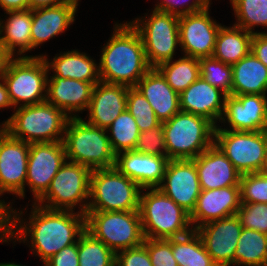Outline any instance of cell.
Returning <instances> with one entry per match:
<instances>
[{
	"mask_svg": "<svg viewBox=\"0 0 267 266\" xmlns=\"http://www.w3.org/2000/svg\"><path fill=\"white\" fill-rule=\"evenodd\" d=\"M1 8L7 11L27 10L29 9L28 0H0Z\"/></svg>",
	"mask_w": 267,
	"mask_h": 266,
	"instance_id": "681fc988",
	"label": "cell"
},
{
	"mask_svg": "<svg viewBox=\"0 0 267 266\" xmlns=\"http://www.w3.org/2000/svg\"><path fill=\"white\" fill-rule=\"evenodd\" d=\"M220 27L221 24L211 19L209 6L202 11L179 16V46L184 55L212 57Z\"/></svg>",
	"mask_w": 267,
	"mask_h": 266,
	"instance_id": "9a60e30c",
	"label": "cell"
},
{
	"mask_svg": "<svg viewBox=\"0 0 267 266\" xmlns=\"http://www.w3.org/2000/svg\"><path fill=\"white\" fill-rule=\"evenodd\" d=\"M135 87L150 103L160 122L170 120L180 111L179 94L157 68H151Z\"/></svg>",
	"mask_w": 267,
	"mask_h": 266,
	"instance_id": "d4e9b609",
	"label": "cell"
},
{
	"mask_svg": "<svg viewBox=\"0 0 267 266\" xmlns=\"http://www.w3.org/2000/svg\"><path fill=\"white\" fill-rule=\"evenodd\" d=\"M240 194L243 203H267V177L261 172L241 175Z\"/></svg>",
	"mask_w": 267,
	"mask_h": 266,
	"instance_id": "f35d334b",
	"label": "cell"
},
{
	"mask_svg": "<svg viewBox=\"0 0 267 266\" xmlns=\"http://www.w3.org/2000/svg\"><path fill=\"white\" fill-rule=\"evenodd\" d=\"M236 216L243 228L267 234V203H240Z\"/></svg>",
	"mask_w": 267,
	"mask_h": 266,
	"instance_id": "ab89813d",
	"label": "cell"
},
{
	"mask_svg": "<svg viewBox=\"0 0 267 266\" xmlns=\"http://www.w3.org/2000/svg\"><path fill=\"white\" fill-rule=\"evenodd\" d=\"M234 265L267 266V234L243 228L235 250Z\"/></svg>",
	"mask_w": 267,
	"mask_h": 266,
	"instance_id": "4dcf8cb0",
	"label": "cell"
},
{
	"mask_svg": "<svg viewBox=\"0 0 267 266\" xmlns=\"http://www.w3.org/2000/svg\"><path fill=\"white\" fill-rule=\"evenodd\" d=\"M49 69L43 56L12 57L2 76L14 106L40 104L46 101ZM45 92V93H44ZM44 93V94H43Z\"/></svg>",
	"mask_w": 267,
	"mask_h": 266,
	"instance_id": "ba28073f",
	"label": "cell"
},
{
	"mask_svg": "<svg viewBox=\"0 0 267 266\" xmlns=\"http://www.w3.org/2000/svg\"><path fill=\"white\" fill-rule=\"evenodd\" d=\"M44 266H79L78 241L62 248L47 260Z\"/></svg>",
	"mask_w": 267,
	"mask_h": 266,
	"instance_id": "f6af8a7d",
	"label": "cell"
},
{
	"mask_svg": "<svg viewBox=\"0 0 267 266\" xmlns=\"http://www.w3.org/2000/svg\"><path fill=\"white\" fill-rule=\"evenodd\" d=\"M200 76L212 86L220 89L227 96L231 95L232 66L214 57L199 58Z\"/></svg>",
	"mask_w": 267,
	"mask_h": 266,
	"instance_id": "8d00e7d4",
	"label": "cell"
},
{
	"mask_svg": "<svg viewBox=\"0 0 267 266\" xmlns=\"http://www.w3.org/2000/svg\"><path fill=\"white\" fill-rule=\"evenodd\" d=\"M11 208L10 204L7 205L5 201L2 202L0 200V241L2 242H8L13 239L14 209L12 210Z\"/></svg>",
	"mask_w": 267,
	"mask_h": 266,
	"instance_id": "bcb514c9",
	"label": "cell"
},
{
	"mask_svg": "<svg viewBox=\"0 0 267 266\" xmlns=\"http://www.w3.org/2000/svg\"><path fill=\"white\" fill-rule=\"evenodd\" d=\"M0 266H23V265L15 264V263H0Z\"/></svg>",
	"mask_w": 267,
	"mask_h": 266,
	"instance_id": "db71d44e",
	"label": "cell"
},
{
	"mask_svg": "<svg viewBox=\"0 0 267 266\" xmlns=\"http://www.w3.org/2000/svg\"><path fill=\"white\" fill-rule=\"evenodd\" d=\"M267 93V67L250 51L232 65L231 95Z\"/></svg>",
	"mask_w": 267,
	"mask_h": 266,
	"instance_id": "83f0119b",
	"label": "cell"
},
{
	"mask_svg": "<svg viewBox=\"0 0 267 266\" xmlns=\"http://www.w3.org/2000/svg\"><path fill=\"white\" fill-rule=\"evenodd\" d=\"M93 87L90 82L50 77L47 78L46 102L59 108L70 118L73 117L71 113L88 108Z\"/></svg>",
	"mask_w": 267,
	"mask_h": 266,
	"instance_id": "cb8c5ba5",
	"label": "cell"
},
{
	"mask_svg": "<svg viewBox=\"0 0 267 266\" xmlns=\"http://www.w3.org/2000/svg\"><path fill=\"white\" fill-rule=\"evenodd\" d=\"M243 227L234 215L206 223L194 229L217 266L234 265L237 242Z\"/></svg>",
	"mask_w": 267,
	"mask_h": 266,
	"instance_id": "e0dca14e",
	"label": "cell"
},
{
	"mask_svg": "<svg viewBox=\"0 0 267 266\" xmlns=\"http://www.w3.org/2000/svg\"><path fill=\"white\" fill-rule=\"evenodd\" d=\"M79 0H28L29 9L34 10L44 7H54L66 3H78Z\"/></svg>",
	"mask_w": 267,
	"mask_h": 266,
	"instance_id": "c3c4849f",
	"label": "cell"
},
{
	"mask_svg": "<svg viewBox=\"0 0 267 266\" xmlns=\"http://www.w3.org/2000/svg\"><path fill=\"white\" fill-rule=\"evenodd\" d=\"M171 246L178 266H217L195 230L185 236L171 238Z\"/></svg>",
	"mask_w": 267,
	"mask_h": 266,
	"instance_id": "1f68e13d",
	"label": "cell"
},
{
	"mask_svg": "<svg viewBox=\"0 0 267 266\" xmlns=\"http://www.w3.org/2000/svg\"><path fill=\"white\" fill-rule=\"evenodd\" d=\"M78 3L32 10L31 50L63 33L75 20Z\"/></svg>",
	"mask_w": 267,
	"mask_h": 266,
	"instance_id": "484cf974",
	"label": "cell"
},
{
	"mask_svg": "<svg viewBox=\"0 0 267 266\" xmlns=\"http://www.w3.org/2000/svg\"><path fill=\"white\" fill-rule=\"evenodd\" d=\"M42 56L48 69H53L55 73L50 77L75 79L90 82L93 85L101 81L98 64L87 54L80 53L78 50L61 53L55 56L52 62H49L45 55Z\"/></svg>",
	"mask_w": 267,
	"mask_h": 266,
	"instance_id": "4316f807",
	"label": "cell"
},
{
	"mask_svg": "<svg viewBox=\"0 0 267 266\" xmlns=\"http://www.w3.org/2000/svg\"><path fill=\"white\" fill-rule=\"evenodd\" d=\"M143 245L147 248L152 266H178L172 252L171 239H147Z\"/></svg>",
	"mask_w": 267,
	"mask_h": 266,
	"instance_id": "b9f144b4",
	"label": "cell"
},
{
	"mask_svg": "<svg viewBox=\"0 0 267 266\" xmlns=\"http://www.w3.org/2000/svg\"><path fill=\"white\" fill-rule=\"evenodd\" d=\"M182 1V3H180ZM161 0L154 10L169 13L173 15L182 16L190 13H195L204 10L206 7L210 6V0H193L191 4L186 3V0ZM184 4L187 6L184 7ZM184 7V9L182 8Z\"/></svg>",
	"mask_w": 267,
	"mask_h": 266,
	"instance_id": "7bdbcfd3",
	"label": "cell"
},
{
	"mask_svg": "<svg viewBox=\"0 0 267 266\" xmlns=\"http://www.w3.org/2000/svg\"><path fill=\"white\" fill-rule=\"evenodd\" d=\"M32 206L28 224L21 221L18 212L14 211L13 239L21 242L23 238L25 243L29 234L33 254L37 253L43 263L62 248L77 243L80 235L86 230V215L82 213L51 210L35 202Z\"/></svg>",
	"mask_w": 267,
	"mask_h": 266,
	"instance_id": "6da1fadb",
	"label": "cell"
},
{
	"mask_svg": "<svg viewBox=\"0 0 267 266\" xmlns=\"http://www.w3.org/2000/svg\"><path fill=\"white\" fill-rule=\"evenodd\" d=\"M167 156L124 151L116 155L115 167L142 189L158 188L164 178Z\"/></svg>",
	"mask_w": 267,
	"mask_h": 266,
	"instance_id": "ffe728a7",
	"label": "cell"
},
{
	"mask_svg": "<svg viewBox=\"0 0 267 266\" xmlns=\"http://www.w3.org/2000/svg\"><path fill=\"white\" fill-rule=\"evenodd\" d=\"M86 230L114 253L144 241L139 211H87Z\"/></svg>",
	"mask_w": 267,
	"mask_h": 266,
	"instance_id": "9c48e42d",
	"label": "cell"
},
{
	"mask_svg": "<svg viewBox=\"0 0 267 266\" xmlns=\"http://www.w3.org/2000/svg\"><path fill=\"white\" fill-rule=\"evenodd\" d=\"M158 188L191 214L202 191L195 162L192 159L168 160Z\"/></svg>",
	"mask_w": 267,
	"mask_h": 266,
	"instance_id": "2e32d148",
	"label": "cell"
},
{
	"mask_svg": "<svg viewBox=\"0 0 267 266\" xmlns=\"http://www.w3.org/2000/svg\"><path fill=\"white\" fill-rule=\"evenodd\" d=\"M240 186L202 190L197 198L195 209L190 214L193 229L211 221L234 216L240 207Z\"/></svg>",
	"mask_w": 267,
	"mask_h": 266,
	"instance_id": "d6986e66",
	"label": "cell"
},
{
	"mask_svg": "<svg viewBox=\"0 0 267 266\" xmlns=\"http://www.w3.org/2000/svg\"><path fill=\"white\" fill-rule=\"evenodd\" d=\"M192 160L202 190L240 186L241 174L215 144Z\"/></svg>",
	"mask_w": 267,
	"mask_h": 266,
	"instance_id": "7402d4cb",
	"label": "cell"
},
{
	"mask_svg": "<svg viewBox=\"0 0 267 266\" xmlns=\"http://www.w3.org/2000/svg\"><path fill=\"white\" fill-rule=\"evenodd\" d=\"M214 144L241 175L260 172L267 149V130L235 131L217 125Z\"/></svg>",
	"mask_w": 267,
	"mask_h": 266,
	"instance_id": "7c38bea8",
	"label": "cell"
},
{
	"mask_svg": "<svg viewBox=\"0 0 267 266\" xmlns=\"http://www.w3.org/2000/svg\"><path fill=\"white\" fill-rule=\"evenodd\" d=\"M128 86L99 81L94 85L89 111L88 123L100 128H107L124 111L127 110Z\"/></svg>",
	"mask_w": 267,
	"mask_h": 266,
	"instance_id": "44dd1931",
	"label": "cell"
},
{
	"mask_svg": "<svg viewBox=\"0 0 267 266\" xmlns=\"http://www.w3.org/2000/svg\"><path fill=\"white\" fill-rule=\"evenodd\" d=\"M135 151L142 154L167 156L163 122L152 129L140 132Z\"/></svg>",
	"mask_w": 267,
	"mask_h": 266,
	"instance_id": "60d3db41",
	"label": "cell"
},
{
	"mask_svg": "<svg viewBox=\"0 0 267 266\" xmlns=\"http://www.w3.org/2000/svg\"><path fill=\"white\" fill-rule=\"evenodd\" d=\"M226 96L200 76L179 94L180 111L205 117L217 126L216 121L220 122L224 114Z\"/></svg>",
	"mask_w": 267,
	"mask_h": 266,
	"instance_id": "603a6c76",
	"label": "cell"
},
{
	"mask_svg": "<svg viewBox=\"0 0 267 266\" xmlns=\"http://www.w3.org/2000/svg\"><path fill=\"white\" fill-rule=\"evenodd\" d=\"M260 172L263 173L267 177V149H266V154L264 158V163H263V166Z\"/></svg>",
	"mask_w": 267,
	"mask_h": 266,
	"instance_id": "f5cc1de1",
	"label": "cell"
},
{
	"mask_svg": "<svg viewBox=\"0 0 267 266\" xmlns=\"http://www.w3.org/2000/svg\"><path fill=\"white\" fill-rule=\"evenodd\" d=\"M215 125L207 118L179 111L163 122L169 160L194 159L214 144Z\"/></svg>",
	"mask_w": 267,
	"mask_h": 266,
	"instance_id": "8992f818",
	"label": "cell"
},
{
	"mask_svg": "<svg viewBox=\"0 0 267 266\" xmlns=\"http://www.w3.org/2000/svg\"><path fill=\"white\" fill-rule=\"evenodd\" d=\"M68 119L62 110L45 101L16 108L3 123V129L13 138L29 144L62 142Z\"/></svg>",
	"mask_w": 267,
	"mask_h": 266,
	"instance_id": "277c9868",
	"label": "cell"
},
{
	"mask_svg": "<svg viewBox=\"0 0 267 266\" xmlns=\"http://www.w3.org/2000/svg\"><path fill=\"white\" fill-rule=\"evenodd\" d=\"M139 213L144 238L171 239L185 236L191 228L190 214L159 188L140 194Z\"/></svg>",
	"mask_w": 267,
	"mask_h": 266,
	"instance_id": "5b68a950",
	"label": "cell"
},
{
	"mask_svg": "<svg viewBox=\"0 0 267 266\" xmlns=\"http://www.w3.org/2000/svg\"><path fill=\"white\" fill-rule=\"evenodd\" d=\"M252 35L236 25L228 28L221 26L212 57L227 65H234L251 51Z\"/></svg>",
	"mask_w": 267,
	"mask_h": 266,
	"instance_id": "f546056e",
	"label": "cell"
},
{
	"mask_svg": "<svg viewBox=\"0 0 267 266\" xmlns=\"http://www.w3.org/2000/svg\"><path fill=\"white\" fill-rule=\"evenodd\" d=\"M12 56L6 51L5 47L0 43V78H2L3 74L6 71V67L8 62Z\"/></svg>",
	"mask_w": 267,
	"mask_h": 266,
	"instance_id": "816d5d0a",
	"label": "cell"
},
{
	"mask_svg": "<svg viewBox=\"0 0 267 266\" xmlns=\"http://www.w3.org/2000/svg\"><path fill=\"white\" fill-rule=\"evenodd\" d=\"M91 172L92 170L84 165L66 160L52 179L47 191L35 203L38 202V205L51 210L70 211L75 210L80 203L78 212L86 215Z\"/></svg>",
	"mask_w": 267,
	"mask_h": 266,
	"instance_id": "30bf717a",
	"label": "cell"
},
{
	"mask_svg": "<svg viewBox=\"0 0 267 266\" xmlns=\"http://www.w3.org/2000/svg\"><path fill=\"white\" fill-rule=\"evenodd\" d=\"M141 189L115 166L92 170L87 211H139Z\"/></svg>",
	"mask_w": 267,
	"mask_h": 266,
	"instance_id": "52a82bcc",
	"label": "cell"
},
{
	"mask_svg": "<svg viewBox=\"0 0 267 266\" xmlns=\"http://www.w3.org/2000/svg\"><path fill=\"white\" fill-rule=\"evenodd\" d=\"M237 23L234 24L252 34L255 26L267 27V0H230Z\"/></svg>",
	"mask_w": 267,
	"mask_h": 266,
	"instance_id": "d590c367",
	"label": "cell"
},
{
	"mask_svg": "<svg viewBox=\"0 0 267 266\" xmlns=\"http://www.w3.org/2000/svg\"><path fill=\"white\" fill-rule=\"evenodd\" d=\"M106 132L105 128L93 126L73 114L66 123L62 141L66 159L91 170L114 167L116 154Z\"/></svg>",
	"mask_w": 267,
	"mask_h": 266,
	"instance_id": "3957f363",
	"label": "cell"
},
{
	"mask_svg": "<svg viewBox=\"0 0 267 266\" xmlns=\"http://www.w3.org/2000/svg\"><path fill=\"white\" fill-rule=\"evenodd\" d=\"M251 52L267 67V32H256L252 35Z\"/></svg>",
	"mask_w": 267,
	"mask_h": 266,
	"instance_id": "7dc6e473",
	"label": "cell"
},
{
	"mask_svg": "<svg viewBox=\"0 0 267 266\" xmlns=\"http://www.w3.org/2000/svg\"><path fill=\"white\" fill-rule=\"evenodd\" d=\"M6 14H9L6 22L0 21V43L12 57L16 47H19L17 54L23 55L31 50L32 10L7 11Z\"/></svg>",
	"mask_w": 267,
	"mask_h": 266,
	"instance_id": "f1b7e54d",
	"label": "cell"
},
{
	"mask_svg": "<svg viewBox=\"0 0 267 266\" xmlns=\"http://www.w3.org/2000/svg\"><path fill=\"white\" fill-rule=\"evenodd\" d=\"M79 266H115V253L85 230L78 238Z\"/></svg>",
	"mask_w": 267,
	"mask_h": 266,
	"instance_id": "e575fe53",
	"label": "cell"
},
{
	"mask_svg": "<svg viewBox=\"0 0 267 266\" xmlns=\"http://www.w3.org/2000/svg\"><path fill=\"white\" fill-rule=\"evenodd\" d=\"M30 144L0 132V193L25 197Z\"/></svg>",
	"mask_w": 267,
	"mask_h": 266,
	"instance_id": "5bb4252c",
	"label": "cell"
},
{
	"mask_svg": "<svg viewBox=\"0 0 267 266\" xmlns=\"http://www.w3.org/2000/svg\"><path fill=\"white\" fill-rule=\"evenodd\" d=\"M130 23L142 39L146 59L151 68H157L173 59L175 49L180 44L177 15L153 10L148 19L136 18Z\"/></svg>",
	"mask_w": 267,
	"mask_h": 266,
	"instance_id": "8fae6325",
	"label": "cell"
},
{
	"mask_svg": "<svg viewBox=\"0 0 267 266\" xmlns=\"http://www.w3.org/2000/svg\"><path fill=\"white\" fill-rule=\"evenodd\" d=\"M100 58L99 76L105 83L135 87L151 69L142 39L130 22L115 24Z\"/></svg>",
	"mask_w": 267,
	"mask_h": 266,
	"instance_id": "7a4b0ae2",
	"label": "cell"
},
{
	"mask_svg": "<svg viewBox=\"0 0 267 266\" xmlns=\"http://www.w3.org/2000/svg\"><path fill=\"white\" fill-rule=\"evenodd\" d=\"M127 110L134 117L140 132L152 129L160 123L150 103L136 87L128 88Z\"/></svg>",
	"mask_w": 267,
	"mask_h": 266,
	"instance_id": "74e56055",
	"label": "cell"
},
{
	"mask_svg": "<svg viewBox=\"0 0 267 266\" xmlns=\"http://www.w3.org/2000/svg\"><path fill=\"white\" fill-rule=\"evenodd\" d=\"M66 160L63 142L30 144L26 183L34 195V202L47 191Z\"/></svg>",
	"mask_w": 267,
	"mask_h": 266,
	"instance_id": "4fadbf2b",
	"label": "cell"
},
{
	"mask_svg": "<svg viewBox=\"0 0 267 266\" xmlns=\"http://www.w3.org/2000/svg\"><path fill=\"white\" fill-rule=\"evenodd\" d=\"M106 130L107 134L108 131L111 133V136L108 137L116 155L124 151L135 150L140 131L128 110L122 112Z\"/></svg>",
	"mask_w": 267,
	"mask_h": 266,
	"instance_id": "836d02e7",
	"label": "cell"
},
{
	"mask_svg": "<svg viewBox=\"0 0 267 266\" xmlns=\"http://www.w3.org/2000/svg\"><path fill=\"white\" fill-rule=\"evenodd\" d=\"M157 69L178 94H181L200 77L199 58L185 55L174 62L172 60L164 62Z\"/></svg>",
	"mask_w": 267,
	"mask_h": 266,
	"instance_id": "d6a6232c",
	"label": "cell"
},
{
	"mask_svg": "<svg viewBox=\"0 0 267 266\" xmlns=\"http://www.w3.org/2000/svg\"><path fill=\"white\" fill-rule=\"evenodd\" d=\"M115 266H152L147 248L142 244L115 253Z\"/></svg>",
	"mask_w": 267,
	"mask_h": 266,
	"instance_id": "ee69618b",
	"label": "cell"
},
{
	"mask_svg": "<svg viewBox=\"0 0 267 266\" xmlns=\"http://www.w3.org/2000/svg\"><path fill=\"white\" fill-rule=\"evenodd\" d=\"M0 109L6 108V107H13L10 98H9V93L6 87L5 82L3 81L2 78H0Z\"/></svg>",
	"mask_w": 267,
	"mask_h": 266,
	"instance_id": "f907efd6",
	"label": "cell"
},
{
	"mask_svg": "<svg viewBox=\"0 0 267 266\" xmlns=\"http://www.w3.org/2000/svg\"><path fill=\"white\" fill-rule=\"evenodd\" d=\"M227 118V119H226ZM235 131L267 130V96L260 94L228 95L221 119Z\"/></svg>",
	"mask_w": 267,
	"mask_h": 266,
	"instance_id": "ac0fdd59",
	"label": "cell"
}]
</instances>
